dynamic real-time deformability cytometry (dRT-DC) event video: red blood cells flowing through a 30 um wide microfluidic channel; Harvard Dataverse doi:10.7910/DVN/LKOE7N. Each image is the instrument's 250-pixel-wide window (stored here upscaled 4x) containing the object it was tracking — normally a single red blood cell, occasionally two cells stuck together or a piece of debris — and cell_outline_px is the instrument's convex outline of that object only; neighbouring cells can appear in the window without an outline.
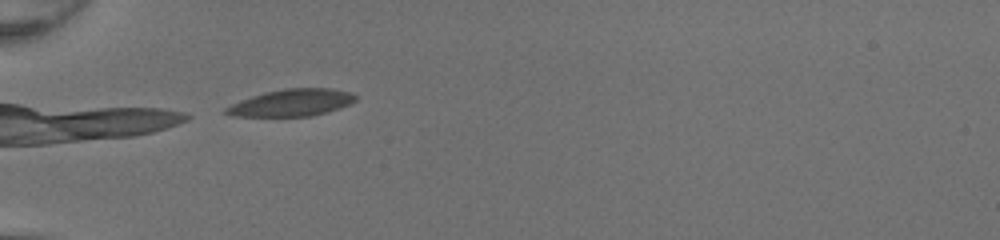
{"species": "common noctule bat (a hibernating species)", "species_latin": "Nyctalus noctula", "temperature_condition": "room temperature", "stored_images_in_passage": 3, "camera_frame_rate_fps": 3000, "um_per_image_px": 0.085, "animal": {"sex": "female", "body_mass_g": 20.0, "forearm_length_mm": 54.0}, "frame": {"image": 1, "passage_image": 1, "time_ms": 0.0, "image_size_px": [1000, 240], "cell_outline_px": [[360, 96], [356, 100], [340, 108], [312, 116], [232, 116], [224, 112], [224, 108], [240, 100], [264, 92], [284, 88], [332, 88], [352, 92]], "centroid_in_image_um": [24.83, 8.72], "position_along_channel_um": 60.2, "area_um2": 20.52}}